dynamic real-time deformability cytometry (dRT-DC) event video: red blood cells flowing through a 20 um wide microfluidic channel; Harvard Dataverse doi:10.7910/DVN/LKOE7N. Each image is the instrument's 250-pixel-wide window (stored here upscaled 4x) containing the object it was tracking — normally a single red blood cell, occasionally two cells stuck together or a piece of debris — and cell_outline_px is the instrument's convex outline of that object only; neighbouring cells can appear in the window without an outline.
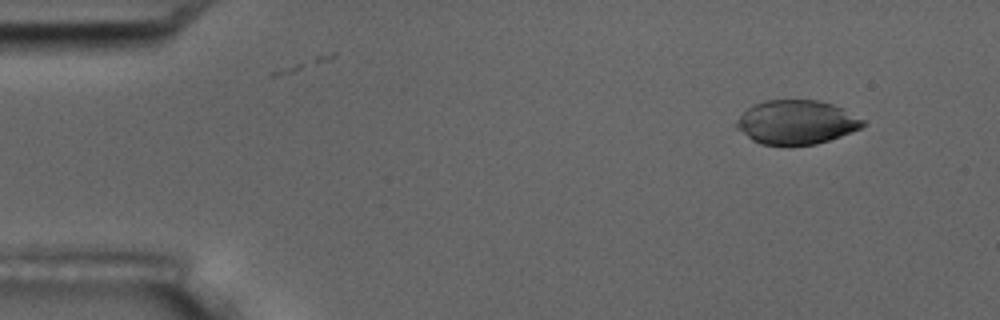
{"species": "common noctule bat (a hibernating species)", "species_latin": "Nyctalus noctula", "temperature_condition": "room temperature", "stored_images_in_passage": 4, "camera_frame_rate_fps": 3000, "um_per_image_px": 0.085, "animal": {"sex": "male", "body_mass_g": 17.5, "forearm_length_mm": 52.3}, "frame": {"image": 1, "passage_image": 1, "time_ms": 0.0, "image_size_px": [1000, 320], "cell_outline_px": [[864, 124], [860, 128], [840, 136], [816, 144], [760, 144], [752, 140], [736, 128], [736, 120], [748, 108], [764, 100], [816, 100], [832, 104], [844, 108], [864, 120]], "centroid_in_image_um": [67.69, 10.37], "position_along_channel_um": 17.3, "area_um2": 32.02}}
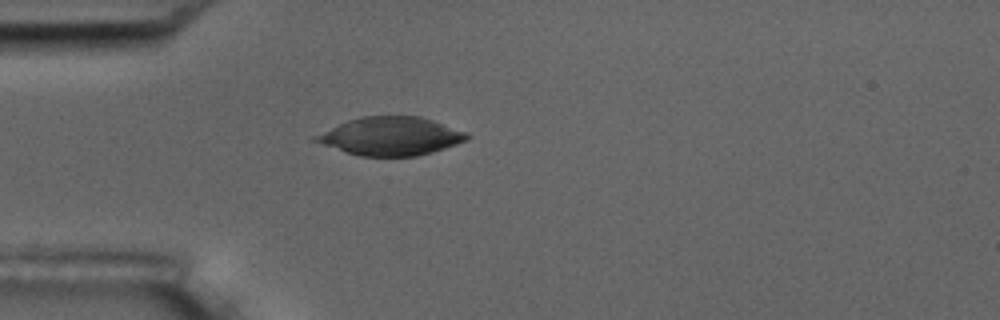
{"frame": {"image": 2, "passage_image": 4, "time_ms": 3.333, "image_size_px": [1000, 320], "cell_outline_px": [[468, 140], [432, 152], [416, 156], [360, 156], [312, 140], [312, 136], [348, 120], [360, 116], [420, 116], [432, 120], [464, 132], [468, 136]], "centroid_in_image_um": [33.19, 11.57], "position_along_channel_um": 51.8, "area_um2": 33.18}}